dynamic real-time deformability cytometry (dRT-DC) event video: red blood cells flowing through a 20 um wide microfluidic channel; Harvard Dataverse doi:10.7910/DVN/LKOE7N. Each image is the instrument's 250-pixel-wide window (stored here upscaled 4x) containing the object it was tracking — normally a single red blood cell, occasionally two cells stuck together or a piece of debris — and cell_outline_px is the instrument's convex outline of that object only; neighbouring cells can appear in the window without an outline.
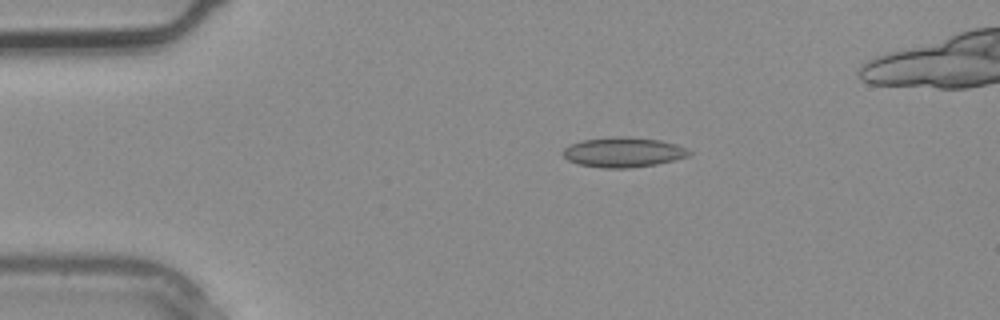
{"species": "common noctule bat (a hibernating species)", "species_latin": "Nyctalus noctula", "temperature_condition": "warm", "stored_images_in_passage": 4, "camera_frame_rate_fps": 3000, "um_per_image_px": 0.085, "animal": {"sex": "male", "body_mass_g": 20.4}, "frame": {"image": 1, "passage_image": 2, "time_ms": 0.333, "image_size_px": [1000, 320], "cell_outline_px": [[692, 152], [688, 156], [656, 164], [628, 168], [604, 168], [580, 164], [568, 160], [560, 152], [564, 148], [572, 144], [584, 140], [616, 136], [624, 136], [660, 140], [676, 144], [688, 148]], "centroid_in_image_um": [52.99, 12.93], "position_along_channel_um": 32.0, "area_um2": 21.85}}